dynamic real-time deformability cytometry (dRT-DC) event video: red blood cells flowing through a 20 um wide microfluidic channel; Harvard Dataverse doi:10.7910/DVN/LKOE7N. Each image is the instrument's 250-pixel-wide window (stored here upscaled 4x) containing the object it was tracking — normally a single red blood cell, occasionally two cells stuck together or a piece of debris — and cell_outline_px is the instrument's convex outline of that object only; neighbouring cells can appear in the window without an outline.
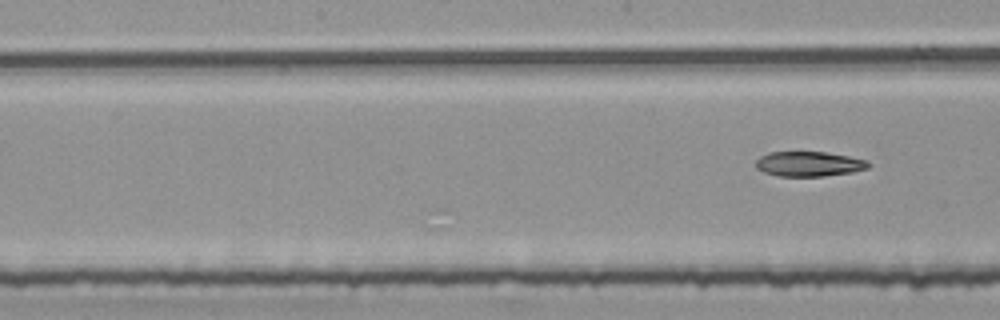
{"species": "common noctule bat (a hibernating species)", "species_latin": "Nyctalus noctula", "temperature_condition": "room temperature", "stored_images_in_passage": 26, "camera_frame_rate_fps": 3000, "um_per_image_px": 0.085, "animal": {"sex": "female", "body_mass_g": 25.1}, "frame": {"image": 1, "passage_image": 26, "time_ms": 8.333, "image_size_px": [1000, 320], "cell_outline_px": [[872, 164], [868, 168], [852, 172], [824, 176], [780, 176], [764, 172], [756, 168], [756, 160], [760, 156], [768, 152], [824, 152], [848, 156], [868, 160]], "centroid_in_image_um": [68.78, 13.93], "position_along_channel_um": 179.4, "area_um2": 16.36}}